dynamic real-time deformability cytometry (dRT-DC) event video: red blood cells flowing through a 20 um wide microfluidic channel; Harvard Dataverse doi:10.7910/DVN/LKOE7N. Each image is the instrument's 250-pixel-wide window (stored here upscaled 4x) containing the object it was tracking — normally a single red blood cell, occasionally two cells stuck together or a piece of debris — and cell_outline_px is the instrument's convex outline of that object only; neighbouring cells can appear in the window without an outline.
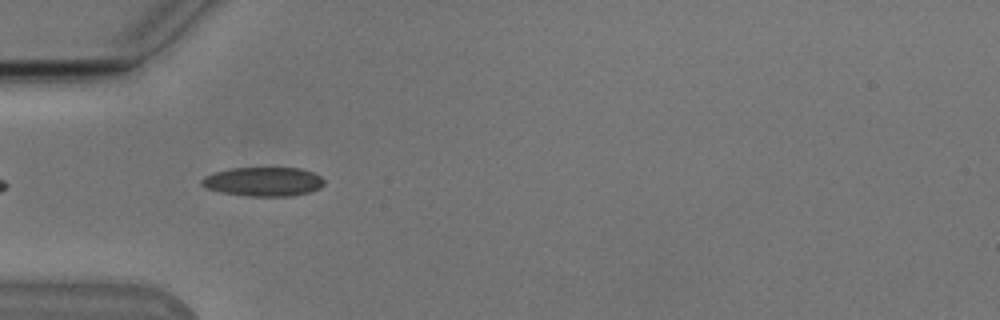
{"species": "Egyptian fruit bat (a non-hibernating species)", "species_latin": "Rousettus aegyptiacus", "temperature_condition": "cold", "stored_images_in_passage": 39, "camera_frame_rate_fps": 3000, "um_per_image_px": 0.085, "animal": {"sex": "male"}, "frame": {"image": 1, "passage_image": 3, "time_ms": 0.667, "image_size_px": [1000, 320], "cell_outline_px": [[324, 184], [320, 188], [308, 192], [292, 196], [248, 196], [220, 192], [204, 188], [200, 184], [200, 180], [204, 176], [216, 172], [232, 168], [300, 168], [312, 172], [320, 176], [324, 180]], "centroid_in_image_um": [22.36, 15.44], "position_along_channel_um": 62.6, "area_um2": 20.81}}
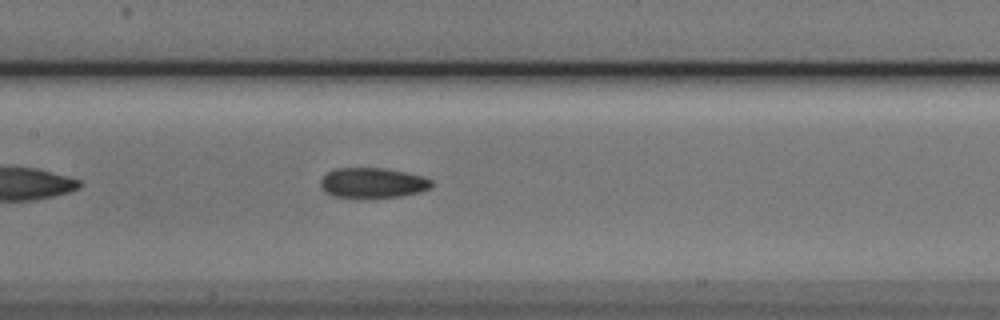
{"frame": {"image": 2, "passage_image": 12, "time_ms": 3.667, "image_size_px": [1000, 320], "cell_outline_px": [[432, 184], [428, 188], [420, 192], [400, 196], [332, 196], [324, 192], [320, 184], [320, 180], [328, 172], [336, 168], [384, 168], [408, 172], [424, 176], [432, 180]], "centroid_in_image_um": [31.68, 15.51], "position_along_channel_um": 175.7, "area_um2": 19.19}}
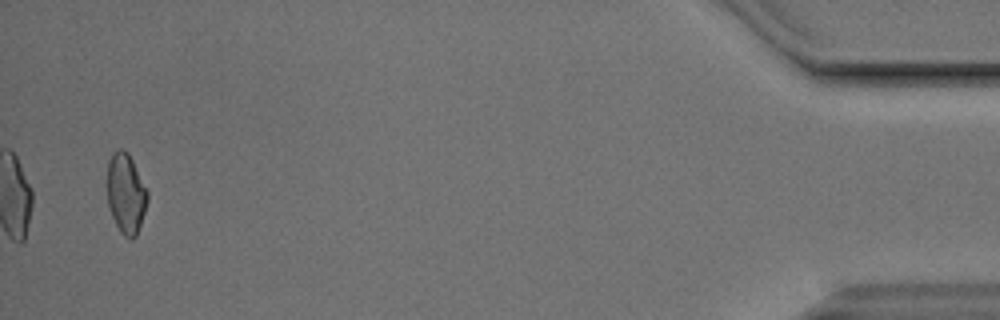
{"frame": {"image": 3, "passage_image": 38, "time_ms": 12.333, "image_size_px": [1000, 320], "cell_outline_px": [[148, 200], [136, 236], [132, 240], [124, 236], [120, 232], [112, 216], [108, 204], [108, 160], [112, 152], [120, 148], [128, 152], [148, 192]], "centroid_in_image_um": [10.7, 16.44], "position_along_channel_um": 424.5, "area_um2": 18.61}, "authors_computed_cell_mechanics": {"area_um2": 19.363, "velocity_mm_per_s": 3.8405, "shape_relaxation_time_tau1_ms": 7.9071, "shape_relaxation_time_tau2_ms": 3.2308, "deformation_change_tau1": 0.152, "deformation_change_tau2": 0.0911}}